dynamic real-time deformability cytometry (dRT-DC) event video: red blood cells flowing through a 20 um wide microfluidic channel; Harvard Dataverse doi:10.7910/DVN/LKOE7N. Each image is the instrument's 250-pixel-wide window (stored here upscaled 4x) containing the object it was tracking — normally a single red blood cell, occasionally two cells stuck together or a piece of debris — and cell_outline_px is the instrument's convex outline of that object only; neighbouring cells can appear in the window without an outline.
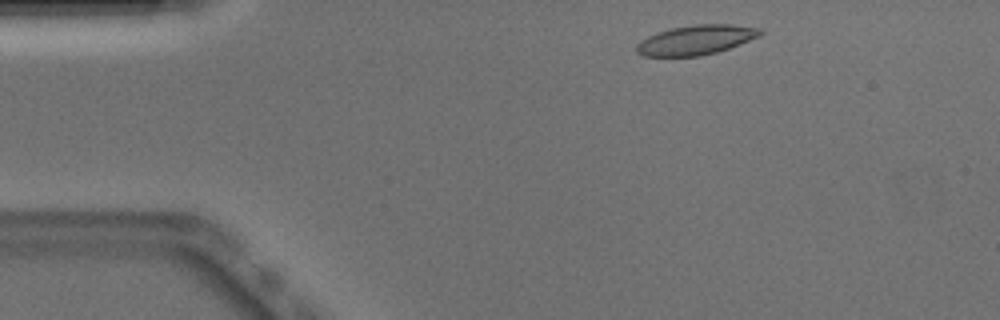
{"species": "Egyptian fruit bat (a non-hibernating species)", "species_latin": "Rousettus aegyptiacus", "temperature_condition": "warm", "stored_images_in_passage": 46, "camera_frame_rate_fps": 3000, "um_per_image_px": 0.085, "animal": {"sex": "male"}, "frame": {"image": 1, "passage_image": 3, "time_ms": 0.667, "image_size_px": [1000, 320], "cell_outline_px": [[764, 32], [760, 36], [728, 48], [716, 52], [700, 56], [644, 56], [636, 52], [636, 44], [640, 40], [656, 32], [672, 28], [696, 24], [732, 24], [760, 28]], "centroid_in_image_um": [59.14, 3.39], "position_along_channel_um": 25.9, "area_um2": 21.33}}
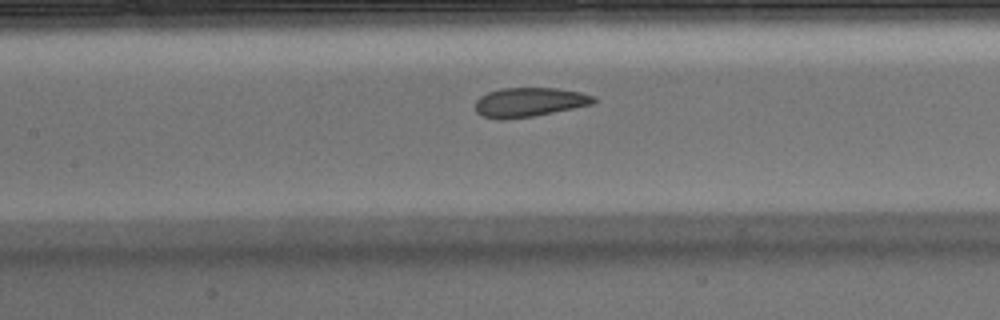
{"frame": {"image": 2, "passage_image": 18, "time_ms": 5.667, "image_size_px": [1000, 320], "cell_outline_px": [[596, 100], [592, 104], [532, 116], [504, 120], [500, 120], [480, 116], [476, 112], [476, 100], [480, 96], [488, 92], [500, 88], [556, 88], [580, 92], [596, 96]], "centroid_in_image_um": [44.95, 8.68], "position_along_channel_um": 162.5, "area_um2": 20.17}}
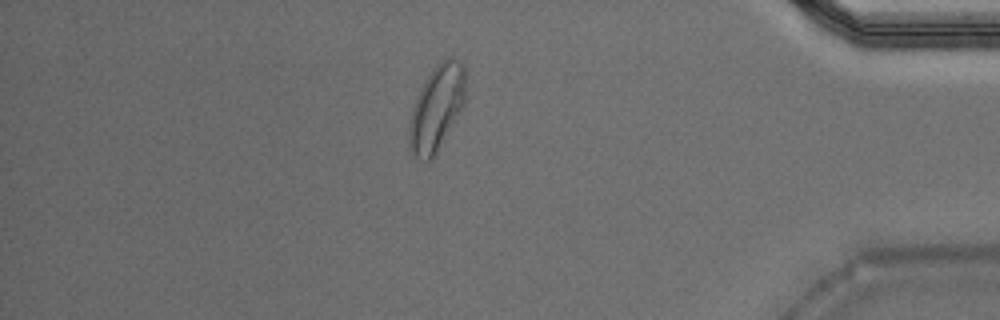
{"frame": {"image": 3, "passage_image": 39, "time_ms": 12.667, "image_size_px": [1000, 320], "cell_outline_px": [[464, 104], [436, 156], [432, 160], [428, 160], [416, 156], [408, 148], [408, 124], [412, 108], [420, 88], [436, 64], [440, 60], [452, 56], [464, 64]], "centroid_in_image_um": [37.09, 9.2], "position_along_channel_um": 398.1, "area_um2": 28.15}, "authors_computed_cell_mechanics": {"area_um2": 21.3282, "velocity_mm_per_s": 3.9027, "shape_relaxation_time_tau1_ms": 6.9464, "shape_relaxation_time_tau2_ms": 1.1098, "deformation_change_tau1": 0.184, "deformation_change_tau2": 0.0677}}